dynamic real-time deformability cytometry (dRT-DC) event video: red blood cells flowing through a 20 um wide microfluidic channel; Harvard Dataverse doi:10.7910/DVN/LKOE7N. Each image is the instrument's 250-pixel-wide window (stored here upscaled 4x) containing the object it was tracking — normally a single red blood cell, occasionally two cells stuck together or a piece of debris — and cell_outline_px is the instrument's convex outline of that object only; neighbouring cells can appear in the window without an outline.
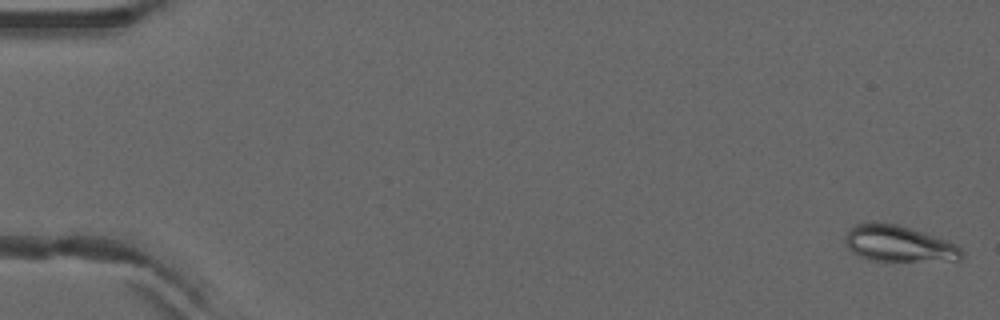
{"species": "common noctule bat (a hibernating species)", "species_latin": "Nyctalus noctula", "temperature_condition": "warm", "stored_images_in_passage": 4, "camera_frame_rate_fps": 3000, "um_per_image_px": 0.085, "animal": {"sex": "male", "forearm_length_mm": 52.5}, "frame": {"image": 1, "passage_image": 1, "time_ms": 0.0, "image_size_px": [1000, 320], "cell_outline_px": [[964, 256], [960, 260], [868, 260], [852, 252], [848, 248], [844, 240], [848, 228], [856, 224], [872, 220], [896, 224], [956, 244], [964, 252]], "centroid_in_image_um": [76.32, 20.69], "position_along_channel_um": 8.7, "area_um2": 24.39}}